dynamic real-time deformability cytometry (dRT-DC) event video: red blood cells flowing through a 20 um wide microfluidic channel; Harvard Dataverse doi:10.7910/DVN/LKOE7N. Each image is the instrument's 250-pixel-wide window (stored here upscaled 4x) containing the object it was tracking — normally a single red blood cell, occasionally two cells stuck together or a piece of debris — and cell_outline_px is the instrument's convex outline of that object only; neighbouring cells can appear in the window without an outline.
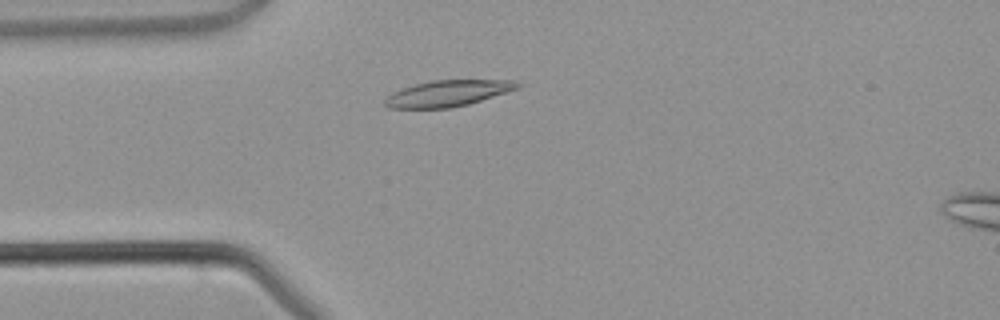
{"species": "common noctule bat (a hibernating species)", "species_latin": "Nyctalus noctula", "temperature_condition": "warm", "stored_images_in_passage": 2, "camera_frame_rate_fps": 3000, "um_per_image_px": 0.085, "animal": {"sex": "male", "body_mass_g": 21.5, "forearm_length_mm": 52.0}, "frame": {"image": 1, "passage_image": 2, "time_ms": 1.0, "image_size_px": [1000, 320], "cell_outline_px": [[524, 84], [520, 88], [468, 104], [448, 108], [388, 108], [384, 104], [384, 100], [392, 92], [416, 84], [432, 80], [516, 80]], "centroid_in_image_um": [38.11, 7.93], "position_along_channel_um": 46.9, "area_um2": 20.17}}